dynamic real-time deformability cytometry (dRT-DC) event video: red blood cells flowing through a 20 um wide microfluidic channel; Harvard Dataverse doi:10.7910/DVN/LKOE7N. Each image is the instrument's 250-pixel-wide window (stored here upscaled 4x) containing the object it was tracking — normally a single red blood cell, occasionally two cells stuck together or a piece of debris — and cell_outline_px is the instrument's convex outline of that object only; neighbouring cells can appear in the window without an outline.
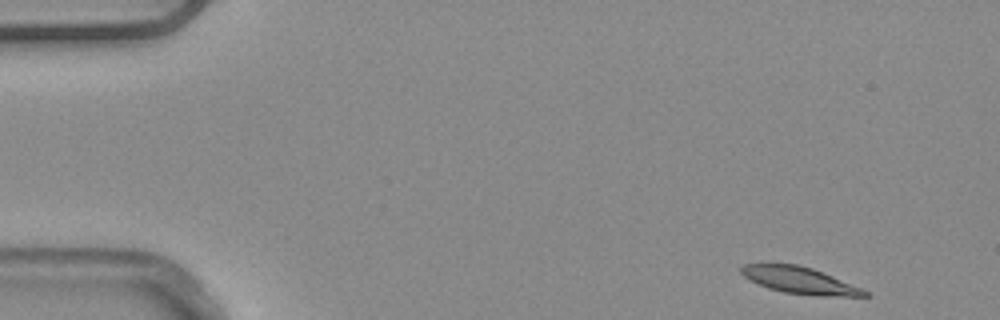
{"species": "common noctule bat (a hibernating species)", "species_latin": "Nyctalus noctula", "temperature_condition": "warm", "stored_images_in_passage": 49, "camera_frame_rate_fps": 3000, "um_per_image_px": 0.085, "animal": {"sex": "male", "body_mass_g": 20.4}, "frame": {"image": 1, "passage_image": 1, "time_ms": 0.0, "image_size_px": [1000, 320], "cell_outline_px": [[872, 296], [816, 296], [784, 292], [768, 288], [748, 280], [740, 272], [740, 268], [744, 264], [796, 264], [812, 268], [832, 276], [860, 288], [868, 292]], "centroid_in_image_um": [67.94, 23.84], "position_along_channel_um": 17.1, "area_um2": 19.02}}
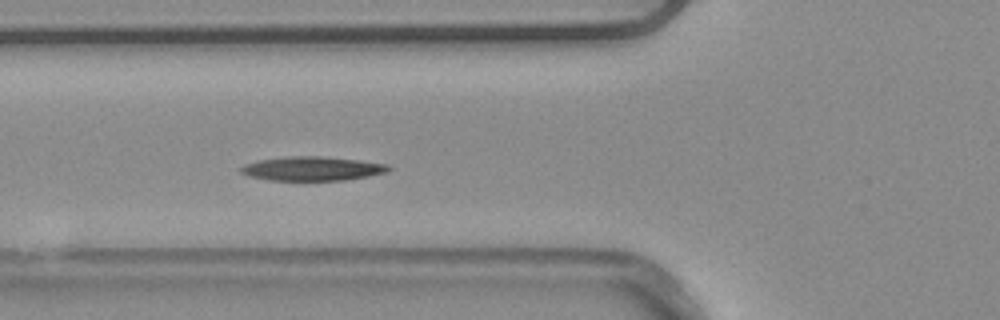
{"frame": {"image": 2, "passage_image": 16, "time_ms": 5.0, "image_size_px": [1000, 320], "cell_outline_px": [[392, 168], [388, 172], [368, 176], [344, 180], [268, 180], [248, 176], [240, 172], [240, 168], [244, 164], [256, 160], [288, 156], [320, 156], [356, 160], [388, 164]], "centroid_in_image_um": [26.51, 14.33], "position_along_channel_um": 99.3, "area_um2": 20.75}}
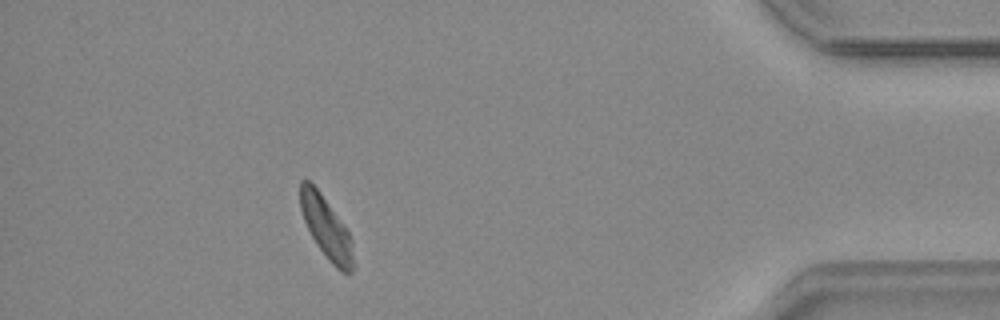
{"frame": {"image": 3, "passage_image": 44, "time_ms": 14.333, "image_size_px": [1000, 320], "cell_outline_px": [[352, 272], [344, 272], [336, 268], [328, 260], [316, 244], [304, 220], [300, 208], [300, 180], [308, 180], [320, 192], [344, 224], [352, 240]], "centroid_in_image_um": [27.71, 19.33], "position_along_channel_um": 407.5, "area_um2": 18.73}, "authors_computed_cell_mechanics": {"area_um2": 20.1144, "velocity_mm_per_s": 3.8405, "shape_relaxation_time_tau1_ms": 5.9727, "shape_relaxation_time_tau2_ms": null, "deformation_change_tau1": 0.1717, "deformation_change_tau2": null}}